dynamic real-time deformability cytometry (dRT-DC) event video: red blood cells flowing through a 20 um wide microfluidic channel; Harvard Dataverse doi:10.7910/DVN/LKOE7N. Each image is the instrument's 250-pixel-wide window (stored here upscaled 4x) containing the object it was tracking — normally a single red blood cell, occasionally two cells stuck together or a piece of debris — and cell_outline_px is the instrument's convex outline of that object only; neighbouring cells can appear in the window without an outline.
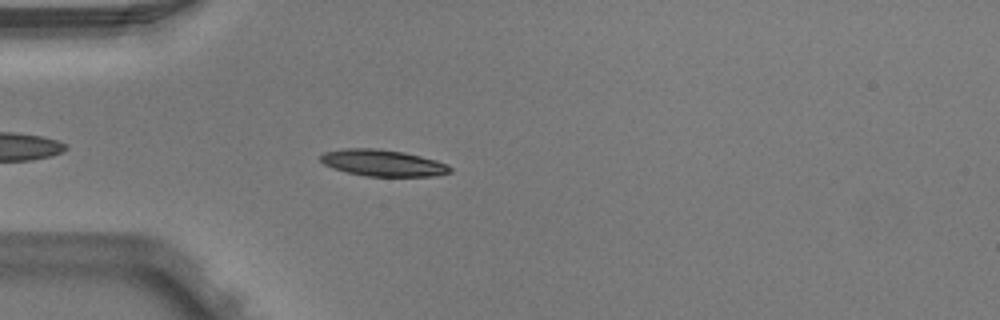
{"species": "Egyptian fruit bat (a non-hibernating species)", "species_latin": "Rousettus aegyptiacus", "temperature_condition": "warm", "stored_images_in_passage": 3, "camera_frame_rate_fps": 3000, "um_per_image_px": 0.085, "animal": {"sex": "male"}, "frame": {"image": 1, "passage_image": 3, "time_ms": 0.667, "image_size_px": [1000, 320], "cell_outline_px": [[452, 172], [436, 176], [364, 176], [332, 168], [324, 164], [320, 160], [320, 156], [324, 152], [344, 148], [376, 148], [404, 152], [436, 160], [452, 168]], "centroid_in_image_um": [32.53, 13.85], "position_along_channel_um": 52.5, "area_um2": 20.0}}